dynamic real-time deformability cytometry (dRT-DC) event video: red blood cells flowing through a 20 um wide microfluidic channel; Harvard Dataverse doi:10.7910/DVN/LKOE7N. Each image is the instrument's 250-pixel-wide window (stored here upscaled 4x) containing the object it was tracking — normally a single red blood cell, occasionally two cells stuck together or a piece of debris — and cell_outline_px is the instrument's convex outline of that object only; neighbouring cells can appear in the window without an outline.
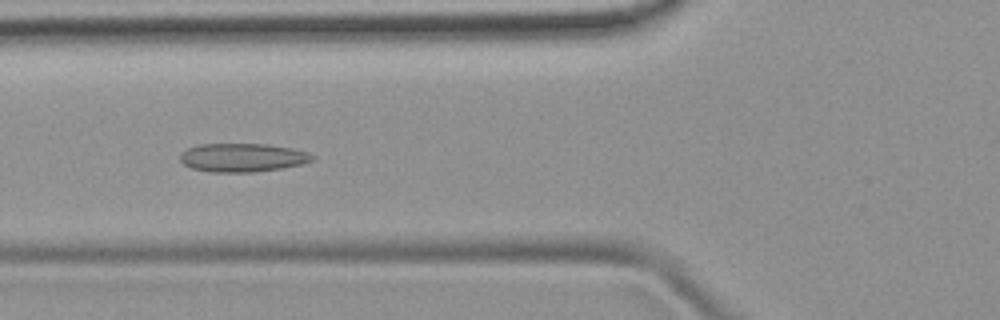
{"species": "common noctule bat (a hibernating species)", "species_latin": "Nyctalus noctula", "temperature_condition": "room temperature", "stored_images_in_passage": 7, "camera_frame_rate_fps": 3000, "um_per_image_px": 0.085, "animal": {"sex": "female", "body_mass_g": 19.9}, "frame": {"image": 1, "passage_image": 4, "time_ms": 3.333, "image_size_px": [1000, 320], "cell_outline_px": [[316, 160], [300, 164], [280, 168], [252, 172], [208, 172], [192, 168], [184, 164], [180, 160], [180, 152], [188, 148], [200, 144], [268, 144], [292, 148], [308, 152], [316, 156]], "centroid_in_image_um": [20.62, 13.39], "position_along_channel_um": 105.2, "area_um2": 22.08}}
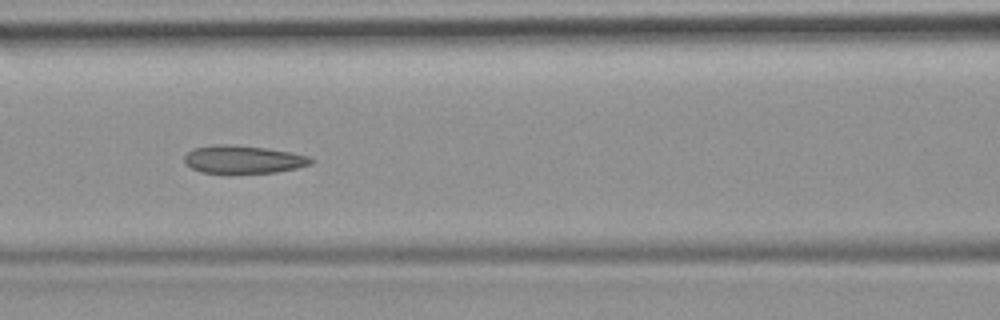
{"frame": {"image": 2, "passage_image": 5, "time_ms": 4.333, "image_size_px": [1000, 320], "cell_outline_px": [[316, 160], [312, 164], [296, 168], [276, 172], [200, 172], [184, 164], [184, 156], [192, 148], [216, 144], [228, 144], [264, 148], [292, 152], [308, 156]], "centroid_in_image_um": [20.67, 13.54], "position_along_channel_um": 145.9, "area_um2": 20.46}}
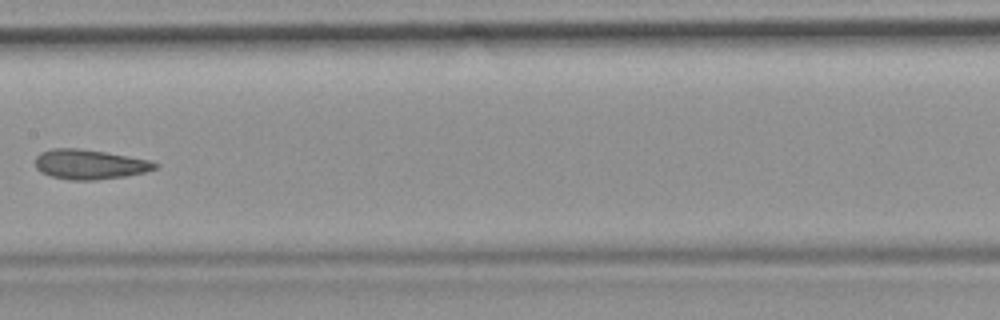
{"frame": {"image": 3, "passage_image": 6, "time_ms": 5.667, "image_size_px": [1000, 320], "cell_outline_px": [[160, 164], [156, 168], [144, 172], [124, 176], [96, 180], [68, 180], [52, 176], [40, 172], [36, 168], [36, 156], [40, 152], [52, 148], [80, 148], [152, 160]], "centroid_in_image_um": [7.61, 13.96], "position_along_channel_um": 199.8, "area_um2": 20.81}}